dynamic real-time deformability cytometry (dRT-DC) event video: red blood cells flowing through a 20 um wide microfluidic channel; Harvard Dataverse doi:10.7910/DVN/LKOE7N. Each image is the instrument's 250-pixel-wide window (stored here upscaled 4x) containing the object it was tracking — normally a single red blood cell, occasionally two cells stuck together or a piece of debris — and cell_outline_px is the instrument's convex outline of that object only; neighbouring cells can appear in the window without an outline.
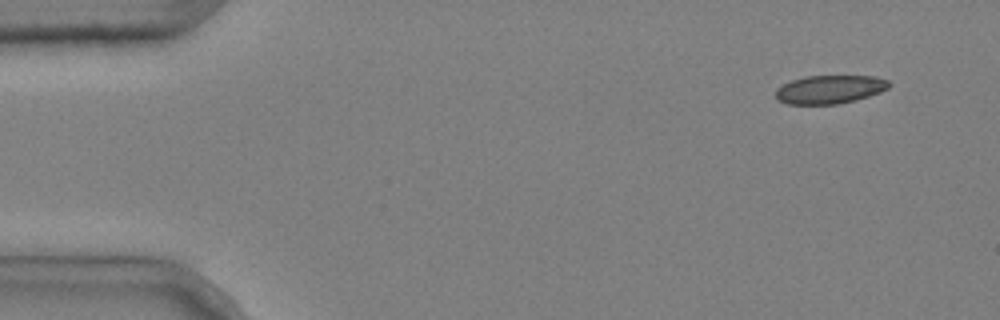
{"species": "common noctule bat (a hibernating species)", "species_latin": "Nyctalus noctula", "temperature_condition": "cold", "stored_images_in_passage": 4, "camera_frame_rate_fps": 3000, "um_per_image_px": 0.085, "animal": {"sex": "male", "body_mass_g": 20.4}, "frame": {"image": 1, "passage_image": 1, "time_ms": 0.0, "image_size_px": [1000, 320], "cell_outline_px": [[892, 84], [888, 88], [880, 92], [856, 100], [836, 104], [788, 104], [780, 100], [776, 96], [776, 88], [792, 80], [804, 76], [876, 76], [888, 80]], "centroid_in_image_um": [70.56, 7.59], "position_along_channel_um": 14.4, "area_um2": 18.73}}